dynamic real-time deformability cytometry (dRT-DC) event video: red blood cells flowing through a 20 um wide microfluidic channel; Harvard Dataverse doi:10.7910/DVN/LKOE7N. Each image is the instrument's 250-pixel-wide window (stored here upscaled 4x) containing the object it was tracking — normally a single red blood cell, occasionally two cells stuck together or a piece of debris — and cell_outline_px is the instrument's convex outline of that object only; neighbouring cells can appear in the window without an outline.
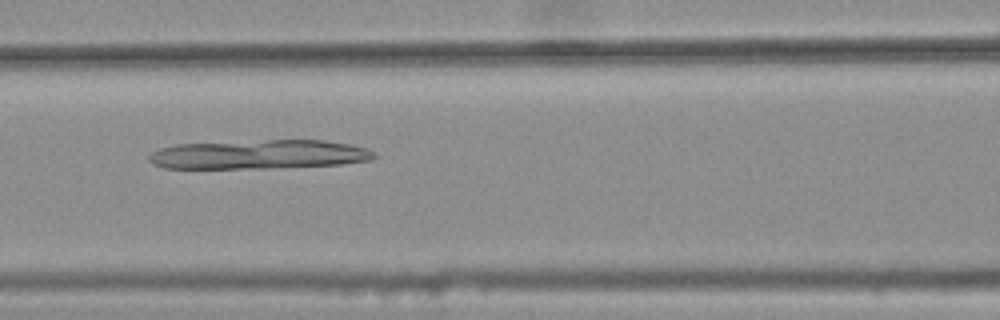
{"species": "common noctule bat (a hibernating species)", "species_latin": "Nyctalus noctula", "temperature_condition": "warm", "stored_images_in_passage": 33, "camera_frame_rate_fps": 3000, "um_per_image_px": 0.085, "animal": {"sex": "female", "body_mass_g": 25.1}, "frame": {"image": 1, "passage_image": 8, "time_ms": 2.333, "image_size_px": [1000, 320], "cell_outline_px": [[376, 156], [372, 160], [340, 164], [268, 168], [164, 168], [152, 164], [148, 160], [148, 156], [152, 152], [160, 148], [176, 144], [268, 140], [324, 140], [348, 144], [364, 148], [376, 152]], "centroid_in_image_um": [21.99, 13.13], "position_along_channel_um": 144.6, "area_um2": 38.15}}
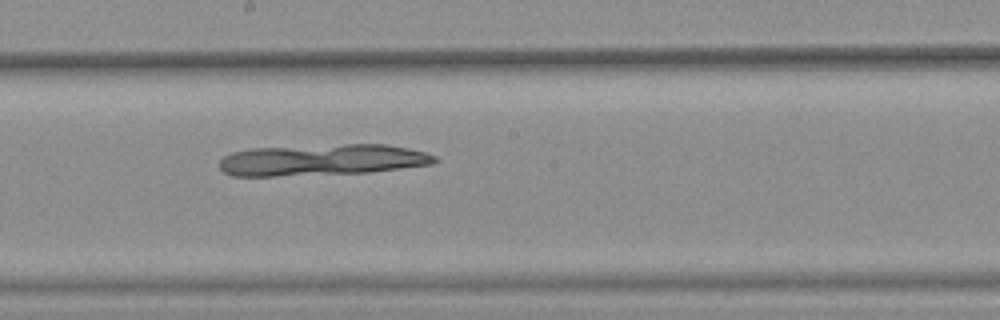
{"frame": {"image": 2, "passage_image": 14, "time_ms": 4.333, "image_size_px": [1000, 320], "cell_outline_px": [[440, 160], [432, 164], [372, 172], [276, 176], [232, 176], [224, 172], [220, 168], [220, 160], [224, 156], [232, 152], [252, 148], [344, 144], [384, 144], [408, 148], [424, 152], [436, 156]], "centroid_in_image_um": [27.38, 13.59], "position_along_channel_um": 220.8, "area_um2": 39.42}}
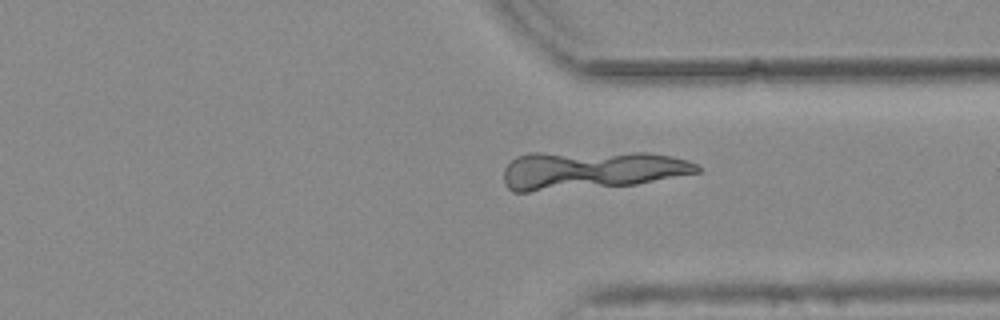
{"frame": {"image": 3, "passage_image": 25, "time_ms": 8.0, "image_size_px": [1000, 320], "cell_outline_px": [[700, 172], [636, 184], [528, 192], [512, 192], [504, 184], [504, 168], [516, 156], [528, 152], [648, 152], [672, 156], [688, 160], [696, 164], [700, 168]], "centroid_in_image_um": [50.2, 14.44], "position_along_channel_um": 361.2, "area_um2": 43.75}}